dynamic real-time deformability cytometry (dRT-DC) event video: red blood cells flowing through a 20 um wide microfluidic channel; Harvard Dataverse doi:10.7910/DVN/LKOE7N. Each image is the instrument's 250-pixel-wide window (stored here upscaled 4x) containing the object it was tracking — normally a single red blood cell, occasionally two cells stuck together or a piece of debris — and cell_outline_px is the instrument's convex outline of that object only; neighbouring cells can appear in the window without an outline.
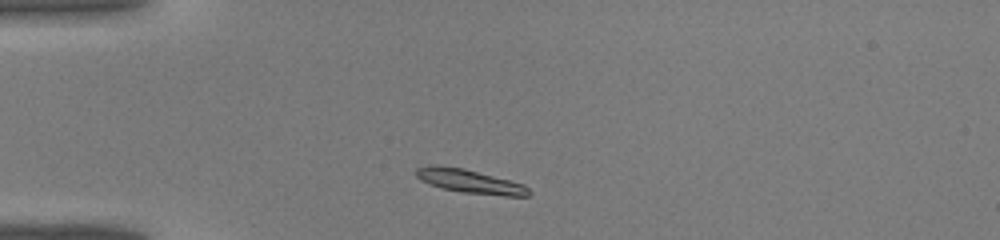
{"species": "common noctule bat (a hibernating species)", "species_latin": "Nyctalus noctula", "temperature_condition": "warm", "stored_images_in_passage": 34, "camera_frame_rate_fps": 3000, "um_per_image_px": 0.085, "animal": {"sex": "male", "body_mass_g": 19.0, "forearm_length_mm": 50.8}, "frame": {"image": 1, "passage_image": 3, "time_ms": 0.667, "image_size_px": [1000, 240], "cell_outline_px": [[532, 192], [528, 196], [504, 196], [464, 192], [440, 188], [428, 184], [420, 180], [416, 176], [416, 168], [436, 164], [464, 168], [524, 184]], "centroid_in_image_um": [39.92, 15.41], "position_along_channel_um": 45.1, "area_um2": 15.66}}
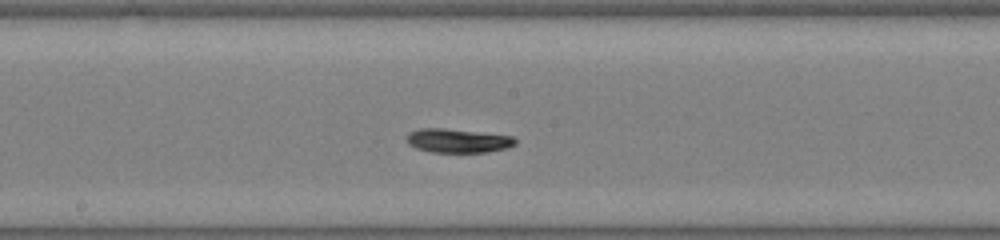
{"frame": {"image": 2, "passage_image": 15, "time_ms": 4.667, "image_size_px": [1000, 240], "cell_outline_px": [[516, 144], [508, 148], [488, 152], [428, 152], [416, 148], [408, 144], [404, 140], [408, 132], [420, 128], [444, 128], [512, 136], [516, 140]], "centroid_in_image_um": [38.86, 11.96], "position_along_channel_um": 209.3, "area_um2": 15.32}}
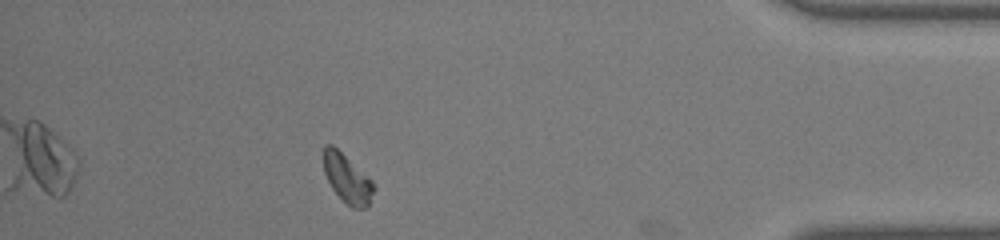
{"frame": {"image": 3, "passage_image": 30, "time_ms": 9.667, "image_size_px": [1000, 240], "cell_outline_px": [[376, 188], [368, 208], [352, 208], [332, 188], [324, 172], [324, 144], [332, 144], [372, 180], [376, 184]], "centroid_in_image_um": [29.55, 15.19], "position_along_channel_um": 405.6, "area_um2": 14.1}}